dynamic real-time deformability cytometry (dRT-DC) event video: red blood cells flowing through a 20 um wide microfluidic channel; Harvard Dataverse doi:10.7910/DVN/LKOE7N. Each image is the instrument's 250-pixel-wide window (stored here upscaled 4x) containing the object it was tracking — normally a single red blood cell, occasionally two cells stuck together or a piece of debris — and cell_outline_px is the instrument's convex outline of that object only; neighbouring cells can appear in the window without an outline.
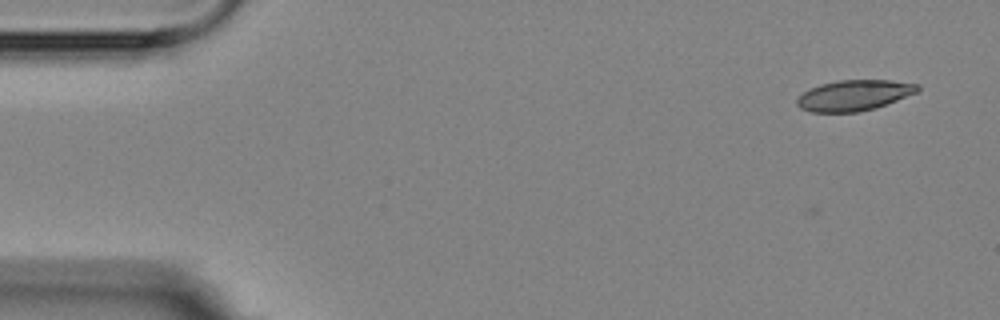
{"species": "Egyptian fruit bat (a non-hibernating species)", "species_latin": "Rousettus aegyptiacus", "temperature_condition": "room temperature", "stored_images_in_passage": 5, "segment_of_instrument_passage": [1, 2], "camera_frame_rate_fps": 3000, "um_per_image_px": 0.085, "animal": {"sex": "female"}, "frame": {"image": 1, "passage_image": 1, "time_ms": 0.0, "image_size_px": [1000, 320], "cell_outline_px": [[920, 88], [916, 92], [876, 108], [856, 112], [812, 112], [800, 108], [796, 104], [796, 100], [804, 92], [820, 84], [840, 80], [888, 80], [920, 84]], "centroid_in_image_um": [72.59, 8.1], "position_along_channel_um": 12.4, "area_um2": 21.33}}
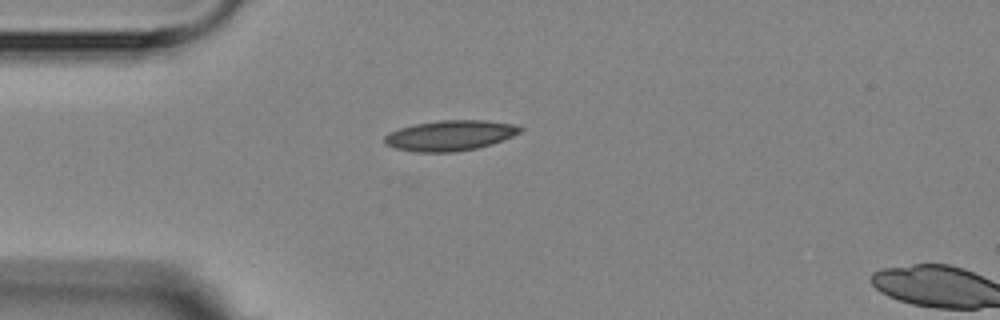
{"frame": {"image": 2, "passage_image": 4, "time_ms": 3.667, "image_size_px": [1000, 320], "cell_outline_px": [[524, 128], [520, 132], [512, 136], [492, 144], [476, 148], [456, 152], [416, 152], [396, 148], [384, 144], [384, 136], [388, 132], [400, 128], [416, 124], [440, 120], [488, 120], [512, 124]], "centroid_in_image_um": [38.24, 11.52], "position_along_channel_um": 46.8, "area_um2": 23.99}}